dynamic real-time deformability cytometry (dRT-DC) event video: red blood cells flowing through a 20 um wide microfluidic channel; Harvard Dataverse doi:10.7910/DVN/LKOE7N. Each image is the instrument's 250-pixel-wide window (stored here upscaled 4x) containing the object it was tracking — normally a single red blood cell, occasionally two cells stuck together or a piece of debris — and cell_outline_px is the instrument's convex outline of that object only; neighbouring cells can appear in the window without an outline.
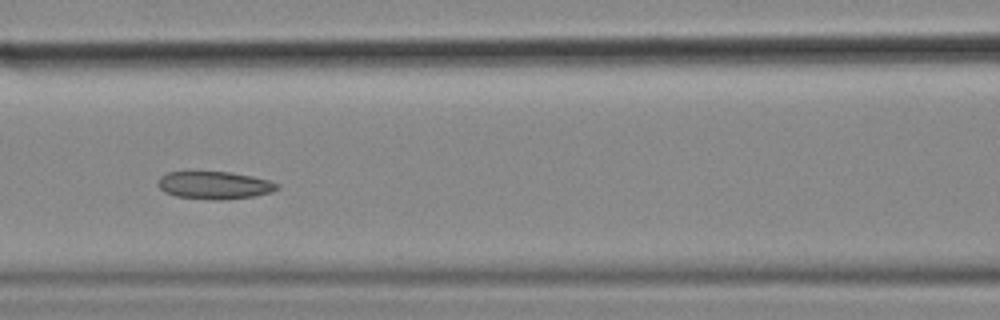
{"species": "common noctule bat (a hibernating species)", "species_latin": "Nyctalus noctula", "temperature_condition": "cold", "stored_images_in_passage": 34, "camera_frame_rate_fps": 3000, "um_per_image_px": 0.085, "animal": {"sex": "female", "body_mass_g": 18.4}, "frame": {"image": 1, "passage_image": 15, "time_ms": 4.667, "image_size_px": [1000, 320], "cell_outline_px": [[280, 188], [272, 192], [252, 196], [224, 200], [212, 200], [176, 196], [164, 192], [156, 184], [160, 176], [168, 172], [228, 172], [252, 176], [268, 180], [280, 184]], "centroid_in_image_um": [18.23, 15.75], "position_along_channel_um": 148.4, "area_um2": 19.25}, "authors_computed_cell_mechanics": {"area_um2": 19.2474, "velocity_mm_per_s": 3.5343, "shape_relaxation_time_tau1_ms": null, "shape_relaxation_time_tau2_ms": 3.726, "deformation_change_tau1": null, "deformation_change_tau2": 0.1077}}